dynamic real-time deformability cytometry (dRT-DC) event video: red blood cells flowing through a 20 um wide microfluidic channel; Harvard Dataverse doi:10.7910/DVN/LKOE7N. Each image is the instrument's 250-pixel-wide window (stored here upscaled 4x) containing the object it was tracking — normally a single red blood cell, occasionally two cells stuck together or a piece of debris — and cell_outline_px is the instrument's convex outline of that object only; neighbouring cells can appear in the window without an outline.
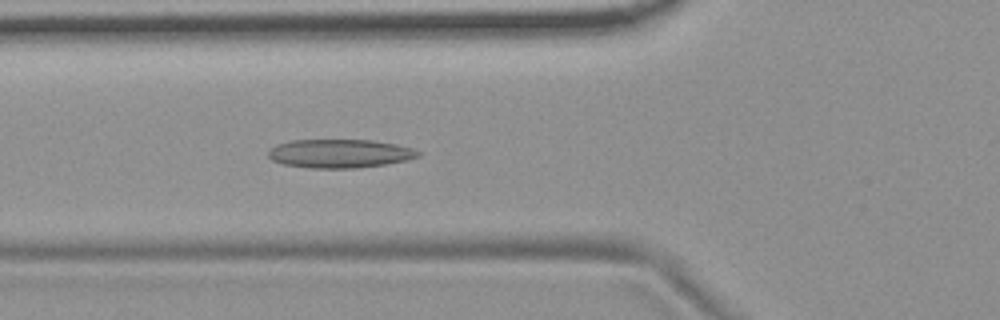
{"species": "common noctule bat (a hibernating species)", "species_latin": "Nyctalus noctula", "temperature_condition": "room temperature", "stored_images_in_passage": 42, "camera_frame_rate_fps": 3000, "um_per_image_px": 0.085, "animal": {"sex": "female", "body_mass_g": 19.9}, "frame": {"image": 1, "passage_image": 11, "time_ms": 3.333, "image_size_px": [1000, 320], "cell_outline_px": [[424, 152], [420, 156], [408, 160], [384, 164], [356, 168], [308, 168], [284, 164], [272, 160], [268, 156], [268, 152], [276, 144], [292, 140], [372, 140], [396, 144], [412, 148]], "centroid_in_image_um": [28.91, 13.05], "position_along_channel_um": 96.9, "area_um2": 25.09}}
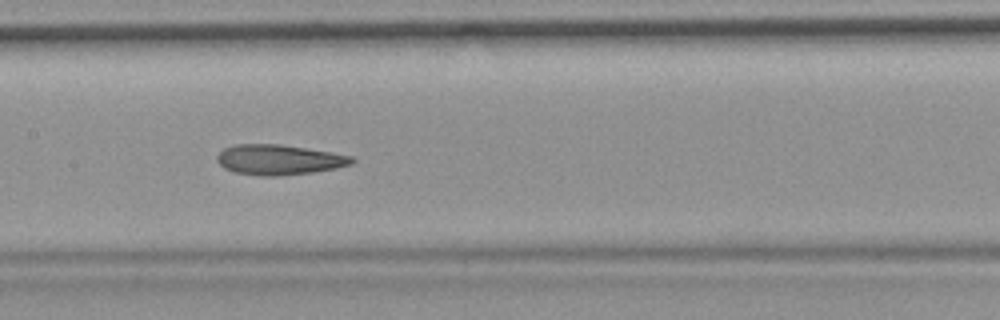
{"frame": {"image": 2, "passage_image": 18, "time_ms": 5.667, "image_size_px": [1000, 320], "cell_outline_px": [[356, 160], [352, 164], [336, 168], [312, 172], [276, 176], [260, 176], [236, 172], [224, 168], [216, 160], [216, 156], [224, 148], [236, 144], [280, 144], [332, 152], [352, 156]], "centroid_in_image_um": [23.72, 13.57], "position_along_channel_um": 183.7, "area_um2": 23.7}}
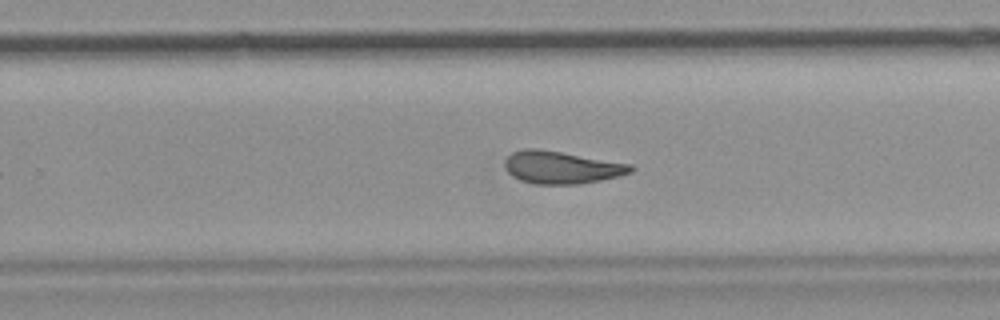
{"frame": {"image": 3, "passage_image": 26, "time_ms": 8.333, "image_size_px": [1000, 320], "cell_outline_px": [[636, 168], [632, 172], [620, 176], [580, 184], [532, 184], [520, 180], [512, 176], [504, 168], [504, 160], [512, 152], [528, 148], [540, 148], [632, 164]], "centroid_in_image_um": [47.73, 14.22], "position_along_channel_um": 282.1, "area_um2": 24.16}, "authors_computed_cell_mechanics": {"area_um2": 23.3223, "velocity_mm_per_s": 3.708, "shape_relaxation_time_tau1_ms": null, "shape_relaxation_time_tau2_ms": 4.1844, "deformation_change_tau1": null, "deformation_change_tau2": 0.1315}}